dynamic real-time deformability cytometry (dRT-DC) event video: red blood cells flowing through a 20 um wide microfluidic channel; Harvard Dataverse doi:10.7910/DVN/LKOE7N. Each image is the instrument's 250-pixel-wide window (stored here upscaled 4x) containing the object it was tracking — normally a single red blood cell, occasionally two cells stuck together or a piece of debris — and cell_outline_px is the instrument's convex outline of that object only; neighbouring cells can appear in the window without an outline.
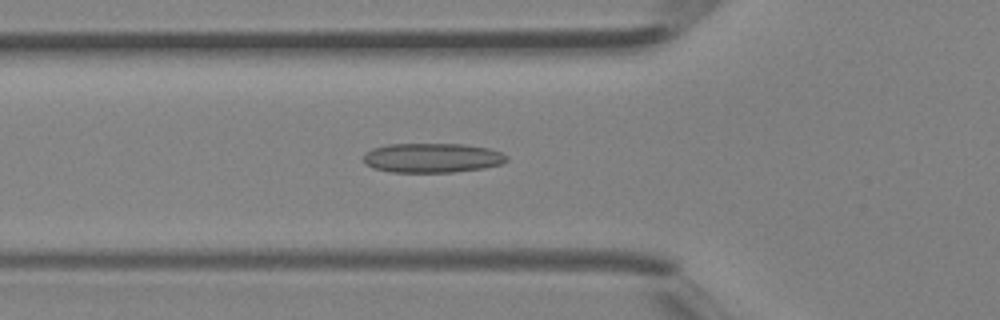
{"species": "Egyptian fruit bat (a non-hibernating species)", "species_latin": "Rousettus aegyptiacus", "temperature_condition": "room temperature", "stored_images_in_passage": 40, "camera_frame_rate_fps": 3000, "um_per_image_px": 0.085, "animal": {"sex": "female"}, "frame": {"image": 1, "passage_image": 14, "time_ms": 4.333, "image_size_px": [1000, 320], "cell_outline_px": [[508, 160], [500, 164], [484, 168], [452, 172], [392, 172], [372, 168], [364, 164], [364, 152], [372, 148], [388, 144], [464, 144], [488, 148], [500, 152], [508, 156]], "centroid_in_image_um": [36.7, 13.42], "position_along_channel_um": 89.1, "area_um2": 24.74}}
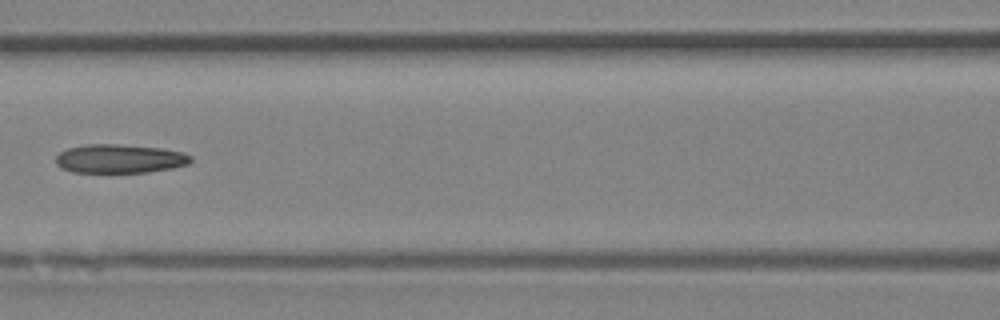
{"frame": {"image": 2, "passage_image": 18, "time_ms": 5.667, "image_size_px": [1000, 320], "cell_outline_px": [[192, 160], [188, 164], [172, 168], [148, 172], [72, 172], [60, 168], [56, 164], [56, 156], [60, 152], [68, 148], [84, 144], [116, 144], [164, 148], [184, 152], [192, 156]], "centroid_in_image_um": [10.18, 13.48], "position_along_channel_um": 156.4, "area_um2": 22.83}}
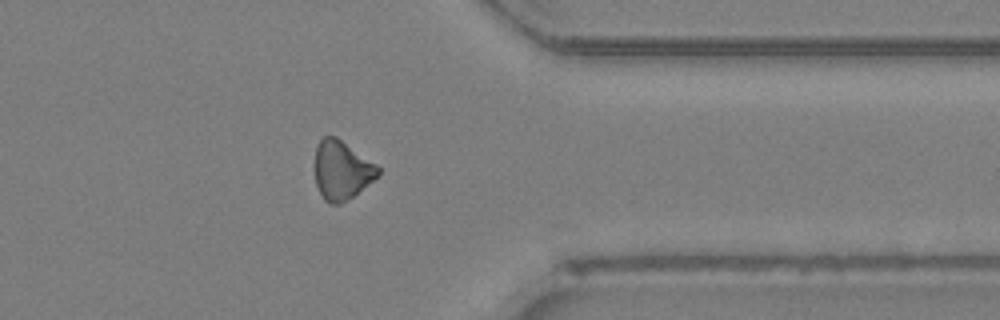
{"frame": {"image": 3, "passage_image": 32, "time_ms": 10.333, "image_size_px": [1000, 320], "cell_outline_px": [[380, 172], [372, 180], [352, 196], [340, 204], [328, 204], [324, 200], [316, 184], [316, 144], [324, 136], [336, 136], [376, 164], [380, 168]], "centroid_in_image_um": [29.02, 14.45], "position_along_channel_um": 382.4, "area_um2": 21.27}}